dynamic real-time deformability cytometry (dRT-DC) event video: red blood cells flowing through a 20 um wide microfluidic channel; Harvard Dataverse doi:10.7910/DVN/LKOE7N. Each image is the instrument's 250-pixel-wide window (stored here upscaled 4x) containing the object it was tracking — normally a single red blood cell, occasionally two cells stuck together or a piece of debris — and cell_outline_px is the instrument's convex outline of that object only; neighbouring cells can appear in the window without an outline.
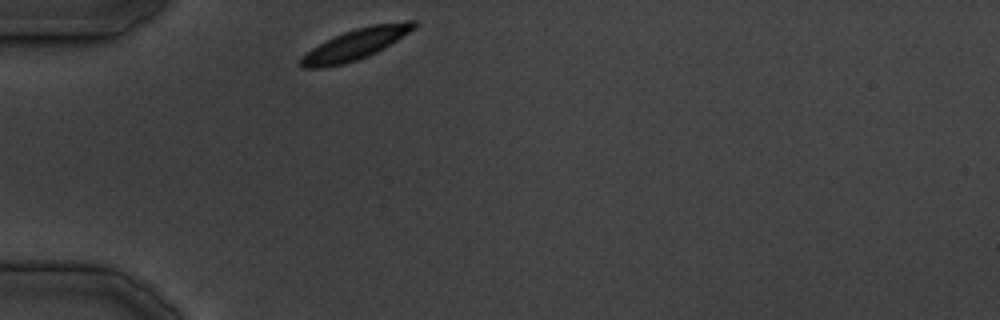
{"species": "common noctule bat (a hibernating species)", "species_latin": "Nyctalus noctula", "temperature_condition": "cold", "stored_images_in_passage": 23, "camera_frame_rate_fps": 3000, "um_per_image_px": 0.085, "animal": {"sex": "male", "body_mass_g": 19.5, "forearm_length_mm": 54.6}, "frame": {"image": 1, "passage_image": 1, "time_ms": 0.0, "image_size_px": [1000, 320], "cell_outline_px": [[420, 24], [416, 28], [384, 48], [368, 56], [344, 64], [324, 68], [304, 68], [300, 64], [300, 60], [312, 48], [344, 32], [356, 28], [372, 24], [408, 20], [416, 20]], "centroid_in_image_um": [30.31, 3.74], "position_along_channel_um": 54.7, "area_um2": 20.17}}
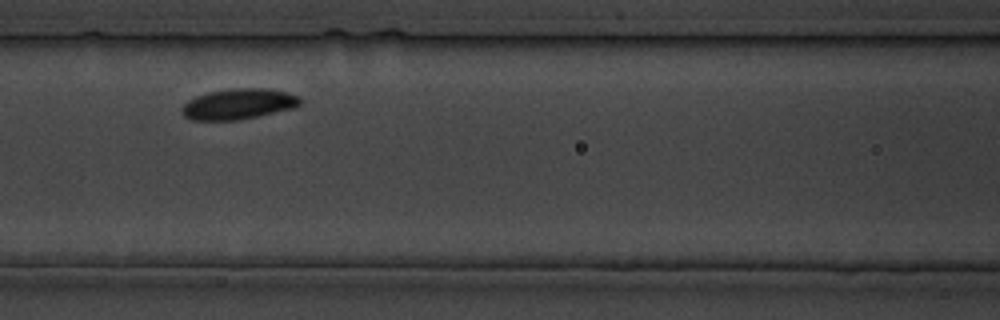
{"frame": {"image": 2, "passage_image": 7, "time_ms": 7.667, "image_size_px": [1000, 320], "cell_outline_px": [[300, 104], [296, 108], [240, 120], [192, 120], [184, 116], [180, 108], [188, 100], [196, 96], [212, 92], [232, 88], [264, 88], [284, 92], [296, 96], [300, 100]], "centroid_in_image_um": [20.25, 8.85], "position_along_channel_um": 146.3, "area_um2": 20.98}}